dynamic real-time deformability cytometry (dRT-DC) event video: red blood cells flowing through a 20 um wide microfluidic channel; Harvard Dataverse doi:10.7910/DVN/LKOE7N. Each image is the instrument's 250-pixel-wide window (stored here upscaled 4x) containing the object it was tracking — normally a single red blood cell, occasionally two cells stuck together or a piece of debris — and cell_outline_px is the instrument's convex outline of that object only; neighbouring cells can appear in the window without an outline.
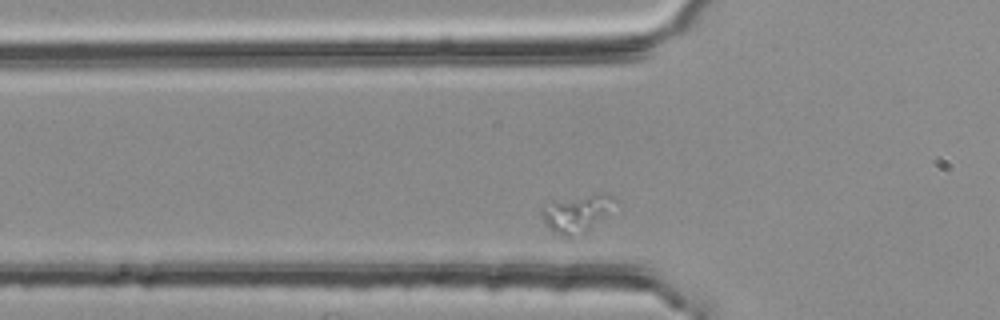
{"species": "common noctule bat (a hibernating species)", "species_latin": "Nyctalus noctula", "temperature_condition": "room temperature", "stored_images_in_passage": 33, "segment_of_instrument_passage": [2, 2], "camera_frame_rate_fps": 3000, "um_per_image_px": 0.085, "animal": {"sex": "female", "body_mass_g": 25.1}, "frame": {"image": 1, "passage_image": 6, "time_ms": 1.667, "image_size_px": [1000, 320], "cell_outline_px": [[616, 200], [584, 232], [572, 240], [560, 236], [552, 232], [544, 224], [540, 212], [540, 208], [552, 200], [596, 192], [608, 192]], "centroid_in_image_um": [48.88, 18.12], "position_along_channel_um": 76.9, "area_um2": 16.07}}